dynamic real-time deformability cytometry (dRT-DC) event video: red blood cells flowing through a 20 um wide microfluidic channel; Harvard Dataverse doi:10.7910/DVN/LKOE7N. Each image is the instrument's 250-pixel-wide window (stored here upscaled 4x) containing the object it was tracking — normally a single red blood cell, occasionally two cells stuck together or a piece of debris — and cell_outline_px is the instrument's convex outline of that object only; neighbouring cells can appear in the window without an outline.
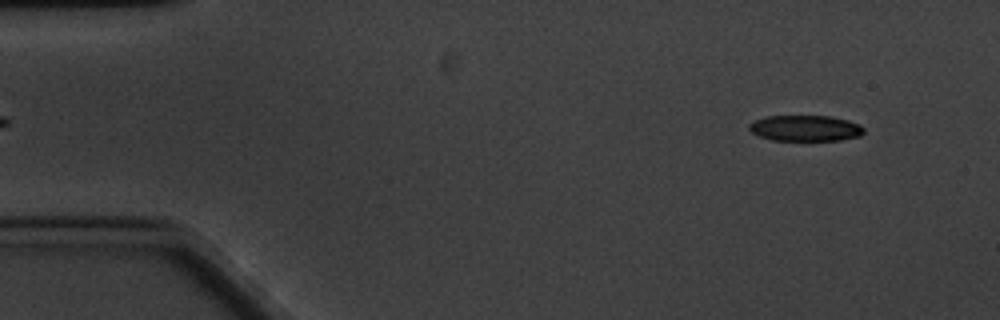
{"species": "common noctule bat (a hibernating species)", "species_latin": "Nyctalus noctula", "temperature_condition": "cold", "stored_images_in_passage": 58, "camera_frame_rate_fps": 3000, "um_per_image_px": 0.085, "animal": {"sex": "male", "body_mass_g": 20.1, "forearm_length_mm": 53.5}, "frame": {"image": 1, "passage_image": 3, "time_ms": 0.667, "image_size_px": [1000, 320], "cell_outline_px": [[864, 132], [860, 136], [840, 140], [772, 140], [760, 136], [752, 132], [748, 128], [748, 124], [764, 116], [832, 116], [848, 120], [860, 124], [864, 128]], "centroid_in_image_um": [68.47, 10.89], "position_along_channel_um": 16.5, "area_um2": 17.34}}
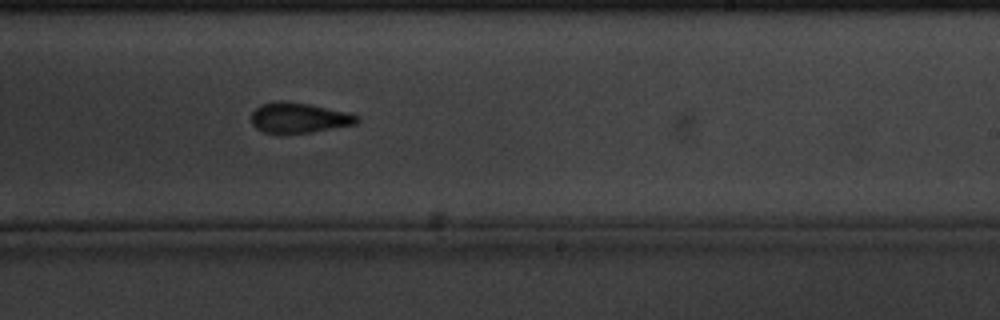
{"frame": {"image": 2, "passage_image": 34, "time_ms": 11.0, "image_size_px": [1000, 320], "cell_outline_px": [[360, 120], [356, 124], [312, 132], [264, 132], [256, 128], [252, 124], [252, 112], [260, 104], [276, 100], [280, 100], [308, 104], [348, 112], [360, 116]], "centroid_in_image_um": [25.43, 9.99], "position_along_channel_um": 263.6, "area_um2": 18.5}}
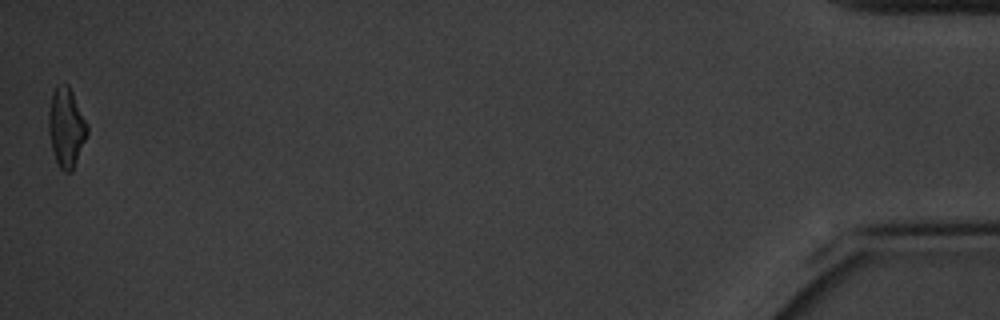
{"frame": {"image": 3, "passage_image": 58, "time_ms": 19.0, "image_size_px": [1000, 320], "cell_outline_px": [[88, 132], [72, 172], [64, 172], [60, 168], [56, 160], [52, 148], [48, 132], [48, 112], [52, 92], [56, 84], [68, 84], [88, 124]], "centroid_in_image_um": [5.62, 10.81], "position_along_channel_um": 429.6, "area_um2": 17.86}, "authors_computed_cell_mechanics": {"area_um2": 18.4671, "velocity_mm_per_s": 3.2721, "shape_relaxation_time_tau1_ms": 3.0231, "shape_relaxation_time_tau2_ms": 3.817, "deformation_change_tau1": 0.1263, "deformation_change_tau2": 0.1126}}